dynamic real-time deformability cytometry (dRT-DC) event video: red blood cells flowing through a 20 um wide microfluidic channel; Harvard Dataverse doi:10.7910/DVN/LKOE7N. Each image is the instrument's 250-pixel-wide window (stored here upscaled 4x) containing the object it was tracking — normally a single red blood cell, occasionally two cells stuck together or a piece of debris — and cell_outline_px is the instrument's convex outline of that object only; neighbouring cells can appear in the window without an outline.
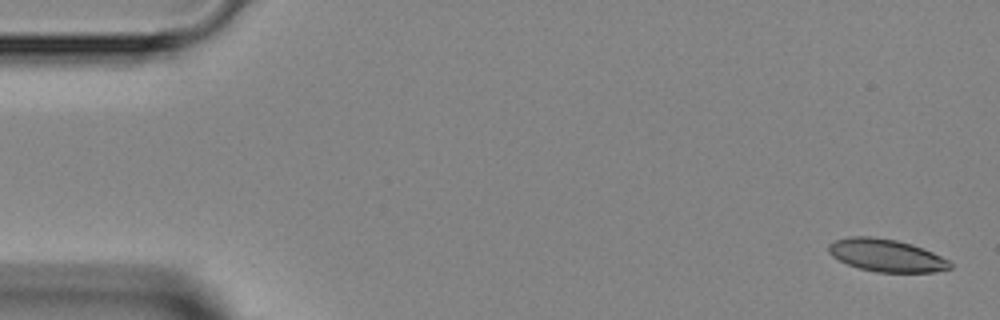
{"species": "Egyptian fruit bat (a non-hibernating species)", "species_latin": "Rousettus aegyptiacus", "temperature_condition": "room temperature", "stored_images_in_passage": 4, "camera_frame_rate_fps": 3000, "um_per_image_px": 0.085, "animal": {"sex": "female"}, "frame": {"image": 1, "passage_image": 1, "time_ms": 0.0, "image_size_px": [1000, 320], "cell_outline_px": [[952, 268], [932, 272], [876, 272], [860, 268], [848, 264], [832, 256], [828, 252], [828, 244], [836, 240], [852, 236], [868, 236], [896, 240], [912, 244], [932, 252], [948, 260], [952, 264]], "centroid_in_image_um": [75.33, 21.71], "position_along_channel_um": 9.7, "area_um2": 22.83}}
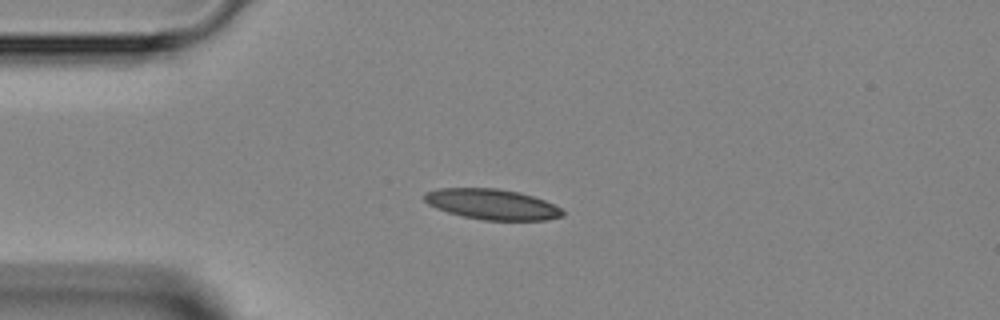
{"frame": {"image": 2, "passage_image": 4, "time_ms": 3.333, "image_size_px": [1000, 320], "cell_outline_px": [[564, 216], [544, 220], [484, 220], [464, 216], [448, 212], [436, 208], [428, 204], [424, 200], [424, 192], [440, 188], [496, 188], [520, 192], [544, 200], [560, 208], [564, 212]], "centroid_in_image_um": [41.81, 17.36], "position_along_channel_um": 43.2, "area_um2": 24.45}}